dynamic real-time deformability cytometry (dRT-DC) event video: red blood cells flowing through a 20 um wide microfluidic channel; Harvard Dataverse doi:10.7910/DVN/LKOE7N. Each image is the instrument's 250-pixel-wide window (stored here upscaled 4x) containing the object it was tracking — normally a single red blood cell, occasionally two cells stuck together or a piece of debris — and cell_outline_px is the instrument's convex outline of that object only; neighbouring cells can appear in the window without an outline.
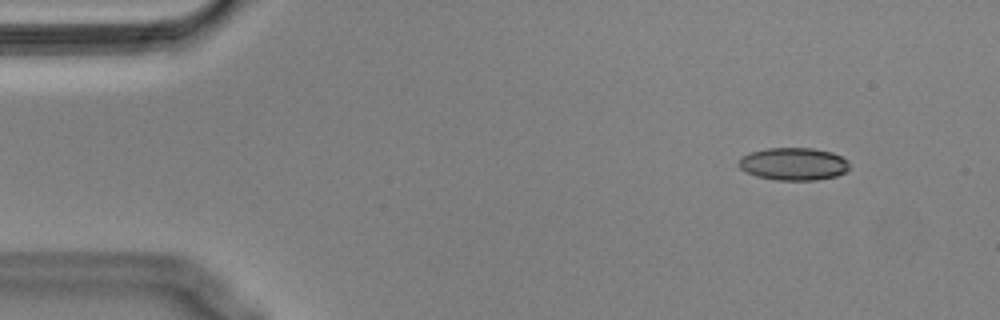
{"species": "Egyptian fruit bat (a non-hibernating species)", "species_latin": "Rousettus aegyptiacus", "temperature_condition": "cold", "stored_images_in_passage": 51, "camera_frame_rate_fps": 3000, "um_per_image_px": 0.085, "animal": {"sex": "male"}, "frame": {"image": 1, "passage_image": 1, "time_ms": 0.0, "image_size_px": [1000, 320], "cell_outline_px": [[848, 168], [844, 172], [836, 176], [816, 180], [776, 180], [756, 176], [740, 168], [740, 156], [764, 148], [812, 148], [832, 152], [848, 160]], "centroid_in_image_um": [67.45, 13.93], "position_along_channel_um": 17.5, "area_um2": 20.92}}
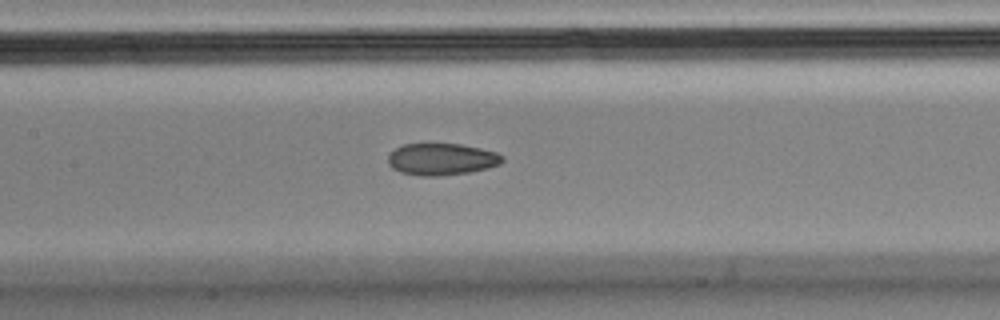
{"frame": {"image": 2, "passage_image": 21, "time_ms": 6.667, "image_size_px": [1000, 320], "cell_outline_px": [[504, 160], [500, 164], [488, 168], [468, 172], [436, 176], [420, 176], [400, 172], [392, 168], [388, 164], [388, 156], [396, 148], [404, 144], [460, 144], [480, 148], [496, 152], [504, 156]], "centroid_in_image_um": [37.54, 13.53], "position_along_channel_um": 169.9, "area_um2": 21.15}}
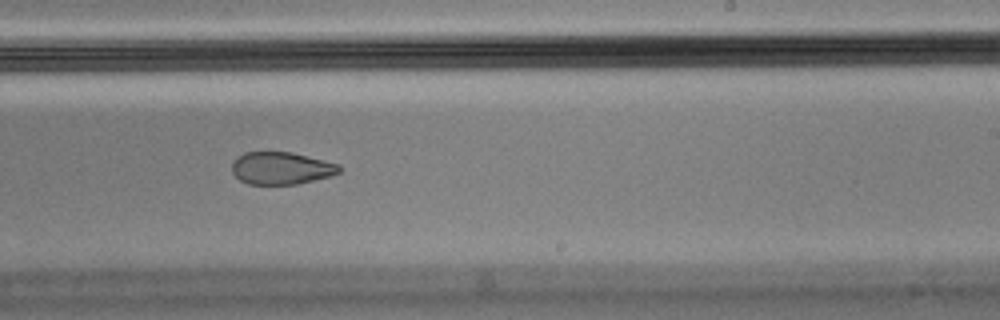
{"frame": {"image": 3, "passage_image": 29, "time_ms": 9.333, "image_size_px": [1000, 320], "cell_outline_px": [[340, 172], [332, 176], [296, 184], [248, 184], [240, 180], [232, 172], [232, 164], [244, 152], [292, 152], [340, 164]], "centroid_in_image_um": [23.93, 14.3], "position_along_channel_um": 265.1, "area_um2": 20.17}, "authors_computed_cell_mechanics": {"area_um2": 22.0796, "velocity_mm_per_s": 3.586, "shape_relaxation_time_tau1_ms": null, "shape_relaxation_time_tau2_ms": 2.9597, "deformation_change_tau1": null, "deformation_change_tau2": 0.0866}}